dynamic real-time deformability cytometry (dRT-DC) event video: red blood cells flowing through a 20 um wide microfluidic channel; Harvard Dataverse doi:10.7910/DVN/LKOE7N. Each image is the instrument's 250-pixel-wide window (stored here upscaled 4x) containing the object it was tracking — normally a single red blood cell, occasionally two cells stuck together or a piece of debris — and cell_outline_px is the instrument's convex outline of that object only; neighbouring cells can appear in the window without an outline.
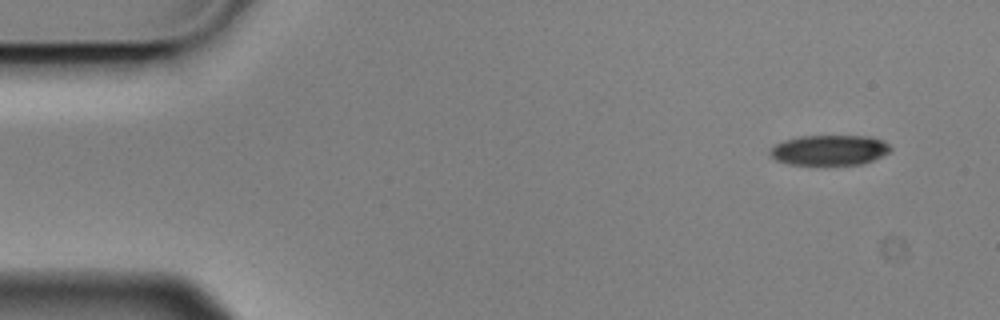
{"species": "Egyptian fruit bat (a non-hibernating species)", "species_latin": "Rousettus aegyptiacus", "temperature_condition": "cold", "stored_images_in_passage": 3, "camera_frame_rate_fps": 3000, "um_per_image_px": 0.085, "animal": {"sex": "male"}, "frame": {"image": 1, "passage_image": 1, "time_ms": 0.0, "image_size_px": [1000, 320], "cell_outline_px": [[892, 148], [888, 152], [872, 160], [860, 164], [824, 168], [788, 164], [776, 160], [768, 152], [776, 144], [784, 140], [800, 136], [872, 136], [884, 140]], "centroid_in_image_um": [70.48, 12.8], "position_along_channel_um": 14.5, "area_um2": 22.08}}
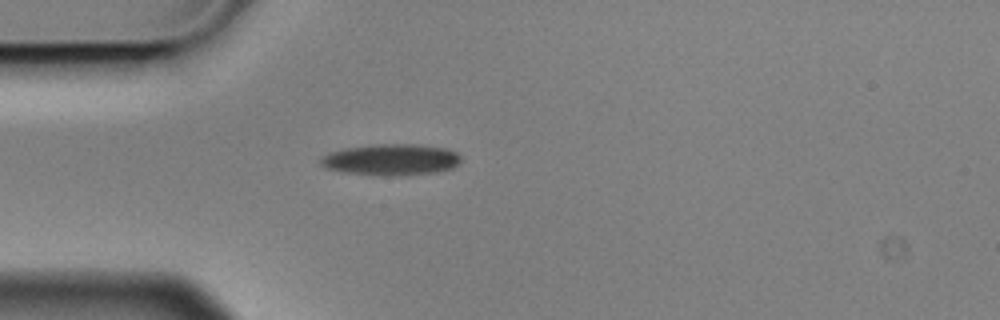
{"frame": {"image": 2, "passage_image": 3, "time_ms": 0.667, "image_size_px": [1000, 320], "cell_outline_px": [[460, 164], [452, 168], [436, 172], [340, 172], [328, 168], [320, 164], [320, 156], [344, 148], [376, 144], [420, 144], [448, 148], [456, 152], [460, 156]], "centroid_in_image_um": [33.27, 13.49], "position_along_channel_um": 51.7, "area_um2": 24.33}}